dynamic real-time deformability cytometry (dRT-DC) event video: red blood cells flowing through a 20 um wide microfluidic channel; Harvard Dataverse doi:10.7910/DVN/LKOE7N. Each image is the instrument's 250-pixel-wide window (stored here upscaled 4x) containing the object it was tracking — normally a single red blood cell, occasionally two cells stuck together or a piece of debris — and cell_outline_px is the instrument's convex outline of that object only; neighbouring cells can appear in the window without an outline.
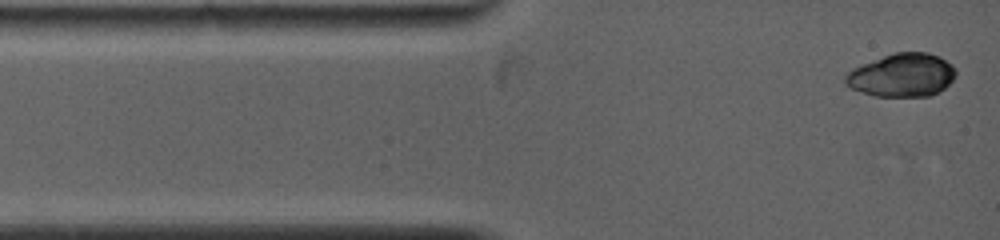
{"species": "common noctule bat (a hibernating species)", "species_latin": "Nyctalus noctula", "temperature_condition": "warm", "stored_images_in_passage": 10, "camera_frame_rate_fps": 5000, "um_per_image_px": 0.085, "animal": {"sex": "female", "body_mass_g": 19.0, "forearm_length_mm": 53.3}, "frame": {"image": 1, "passage_image": 1, "time_ms": 0.0, "image_size_px": [1000, 240], "cell_outline_px": [[956, 76], [940, 92], [932, 96], [876, 96], [852, 88], [844, 84], [844, 76], [852, 68], [884, 56], [896, 52], [928, 52], [940, 56], [952, 64], [956, 72]], "centroid_in_image_um": [76.7, 6.38], "position_along_channel_um": 8.3, "area_um2": 27.86}}